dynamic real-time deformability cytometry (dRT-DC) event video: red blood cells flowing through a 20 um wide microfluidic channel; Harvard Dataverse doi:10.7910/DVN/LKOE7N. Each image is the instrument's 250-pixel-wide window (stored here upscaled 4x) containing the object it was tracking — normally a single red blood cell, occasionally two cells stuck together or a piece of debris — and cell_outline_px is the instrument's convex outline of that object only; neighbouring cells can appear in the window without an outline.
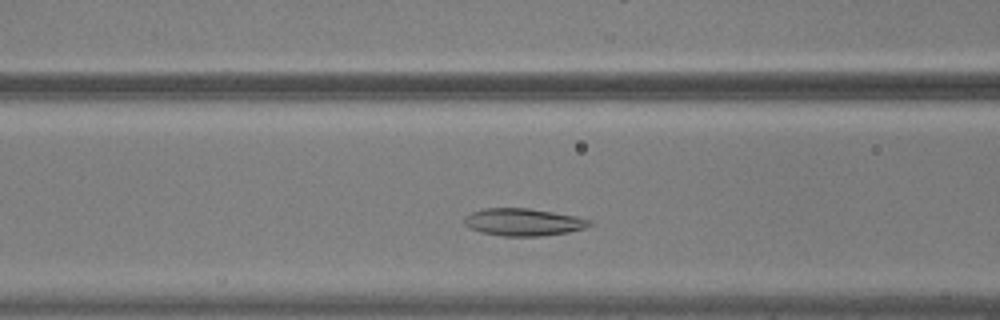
{"species": "common noctule bat (a hibernating species)", "species_latin": "Nyctalus noctula", "temperature_condition": "warm", "stored_images_in_passage": 14, "camera_frame_rate_fps": 3000, "um_per_image_px": 0.085, "animal": {"sex": "male", "body_mass_g": 20.5, "forearm_length_mm": 52.5}, "frame": {"image": 1, "passage_image": 10, "time_ms": 3.0, "image_size_px": [1000, 320], "cell_outline_px": [[596, 224], [584, 228], [568, 232], [540, 236], [504, 236], [480, 232], [468, 228], [464, 224], [464, 216], [472, 212], [484, 208], [528, 208], [576, 216], [592, 220]], "centroid_in_image_um": [44.49, 18.88], "position_along_channel_um": 122.1, "area_um2": 20.11}}
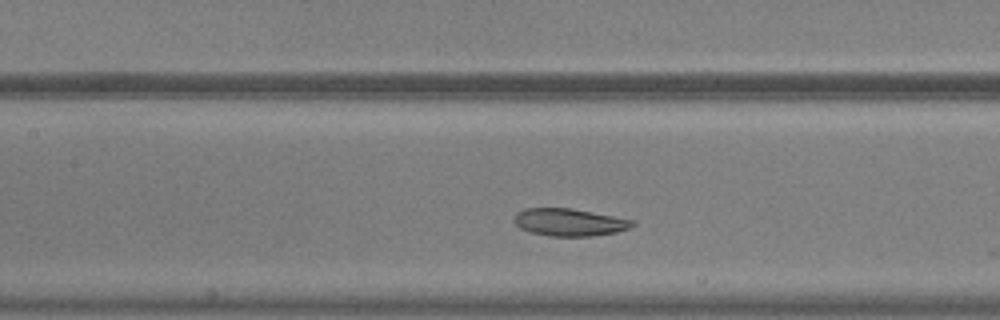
{"frame": {"image": 2, "passage_image": 13, "time_ms": 4.0, "image_size_px": [1000, 320], "cell_outline_px": [[636, 224], [628, 228], [616, 232], [592, 236], [548, 236], [528, 232], [520, 228], [512, 220], [512, 216], [516, 212], [524, 208], [572, 208], [636, 220]], "centroid_in_image_um": [48.36, 18.88], "position_along_channel_um": 159.0, "area_um2": 19.25}}